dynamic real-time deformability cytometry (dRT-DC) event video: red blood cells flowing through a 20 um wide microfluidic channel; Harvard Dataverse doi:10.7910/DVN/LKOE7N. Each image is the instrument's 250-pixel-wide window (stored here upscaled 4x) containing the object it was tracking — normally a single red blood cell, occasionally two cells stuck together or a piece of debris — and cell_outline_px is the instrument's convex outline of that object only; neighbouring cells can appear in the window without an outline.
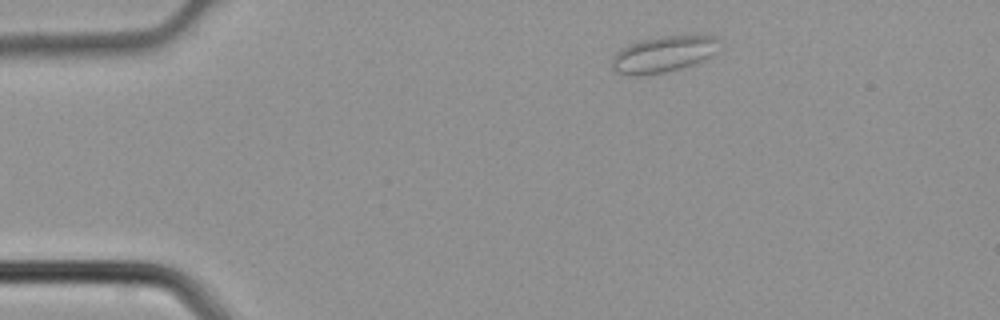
{"species": "common noctule bat (a hibernating species)", "species_latin": "Nyctalus noctula", "temperature_condition": "cold", "stored_images_in_passage": 4, "camera_frame_rate_fps": 3000, "um_per_image_px": 0.085, "animal": {"sex": "male", "body_mass_g": 21.5, "forearm_length_mm": 52.0}, "frame": {"image": 1, "passage_image": 4, "time_ms": 1.0, "image_size_px": [1000, 320], "cell_outline_px": [[720, 40], [716, 52], [692, 64], [680, 68], [664, 72], [640, 76], [636, 76], [612, 72], [612, 56], [620, 48], [628, 44], [640, 40], [660, 36], [716, 36]], "centroid_in_image_um": [56.31, 4.61], "position_along_channel_um": 28.7, "area_um2": 22.6}}